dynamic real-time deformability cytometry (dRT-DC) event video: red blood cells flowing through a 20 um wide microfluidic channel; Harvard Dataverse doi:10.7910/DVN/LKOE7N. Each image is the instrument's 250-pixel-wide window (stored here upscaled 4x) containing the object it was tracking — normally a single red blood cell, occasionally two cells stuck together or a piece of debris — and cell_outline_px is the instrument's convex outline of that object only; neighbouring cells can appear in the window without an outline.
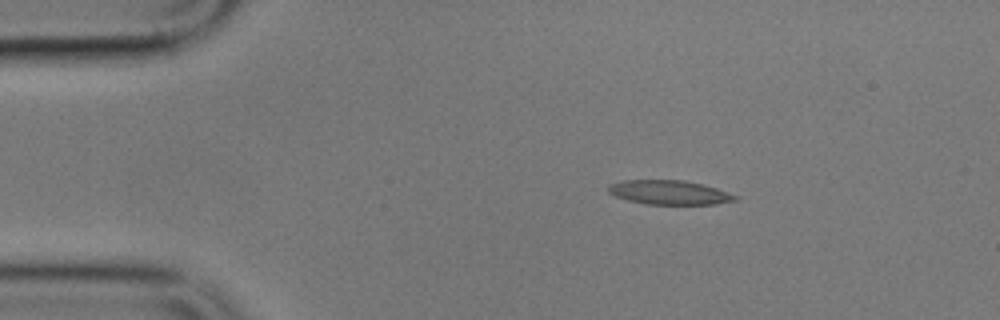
{"species": "common noctule bat (a hibernating species)", "species_latin": "Nyctalus noctula", "temperature_condition": "cold", "stored_images_in_passage": 4, "camera_frame_rate_fps": 3000, "um_per_image_px": 0.085, "animal": {"sex": "male", "body_mass_g": 17.9}, "frame": {"image": 1, "passage_image": 2, "time_ms": 2.0, "image_size_px": [1000, 320], "cell_outline_px": [[740, 200], [716, 204], [644, 204], [628, 200], [616, 196], [608, 192], [608, 184], [624, 180], [684, 180], [704, 184], [740, 196]], "centroid_in_image_um": [56.94, 16.35], "position_along_channel_um": 28.1, "area_um2": 18.09}}